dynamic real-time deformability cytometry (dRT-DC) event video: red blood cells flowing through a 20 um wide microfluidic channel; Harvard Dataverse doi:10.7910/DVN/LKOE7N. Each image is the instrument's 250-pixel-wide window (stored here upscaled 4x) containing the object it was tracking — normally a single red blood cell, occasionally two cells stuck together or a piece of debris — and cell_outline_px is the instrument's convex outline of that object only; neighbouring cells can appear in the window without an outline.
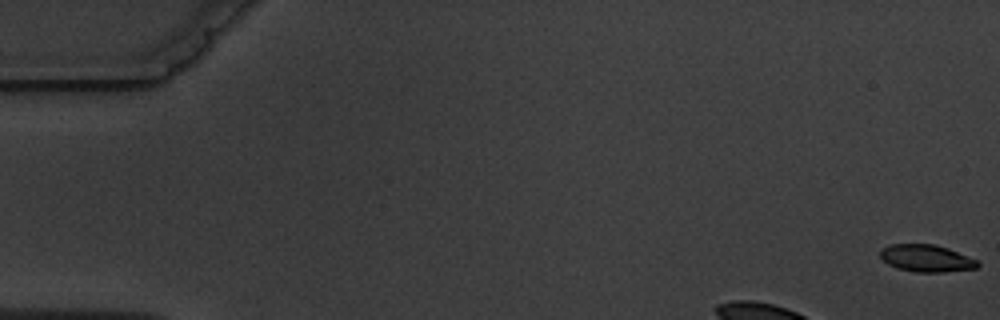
{"species": "common noctule bat (a hibernating species)", "species_latin": "Nyctalus noctula", "temperature_condition": "warm", "stored_images_in_passage": 5, "camera_frame_rate_fps": 3000, "um_per_image_px": 0.085, "animal": {"sex": "male", "body_mass_g": 19.5, "forearm_length_mm": 54.6}, "frame": {"image": 1, "passage_image": 1, "time_ms": 0.0, "image_size_px": [1000, 320], "cell_outline_px": [[980, 264], [976, 268], [940, 272], [916, 272], [896, 268], [888, 264], [880, 256], [880, 248], [888, 244], [936, 244], [948, 248], [980, 260]], "centroid_in_image_um": [78.75, 21.94], "position_along_channel_um": 6.3, "area_um2": 15.61}}
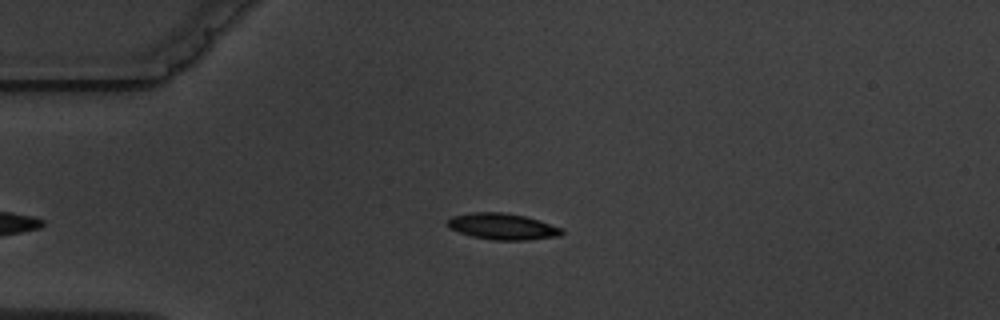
{"frame": {"image": 2, "passage_image": 5, "time_ms": 4.667, "image_size_px": [1000, 320], "cell_outline_px": [[564, 232], [560, 236], [528, 240], [492, 240], [472, 236], [448, 228], [448, 220], [452, 216], [472, 212], [504, 212], [524, 216], [564, 228]], "centroid_in_image_um": [42.74, 19.25], "position_along_channel_um": 42.3, "area_um2": 17.51}}